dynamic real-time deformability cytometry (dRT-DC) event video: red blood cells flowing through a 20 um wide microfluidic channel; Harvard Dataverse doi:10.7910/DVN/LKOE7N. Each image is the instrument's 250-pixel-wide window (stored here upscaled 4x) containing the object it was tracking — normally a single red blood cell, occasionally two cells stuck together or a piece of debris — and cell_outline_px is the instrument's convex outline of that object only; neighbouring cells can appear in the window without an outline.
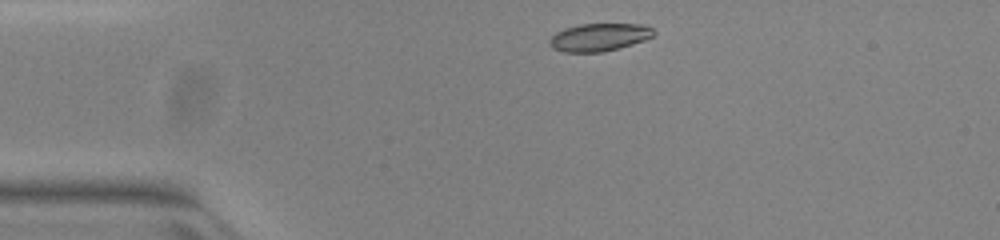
{"species": "common noctule bat (a hibernating species)", "species_latin": "Nyctalus noctula", "temperature_condition": "warm", "stored_images_in_passage": 42, "camera_frame_rate_fps": 3000, "um_per_image_px": 0.085, "animal": {"sex": "female", "body_mass_g": 23.0, "forearm_length_mm": 53.4}, "frame": {"image": 1, "passage_image": 1, "time_ms": 0.0, "image_size_px": [1000, 240], "cell_outline_px": [[656, 32], [652, 36], [644, 40], [632, 44], [604, 52], [564, 52], [552, 48], [548, 44], [548, 40], [556, 32], [564, 28], [580, 24], [640, 24], [652, 28]], "centroid_in_image_um": [50.89, 3.16], "position_along_channel_um": 34.1, "area_um2": 16.88}}
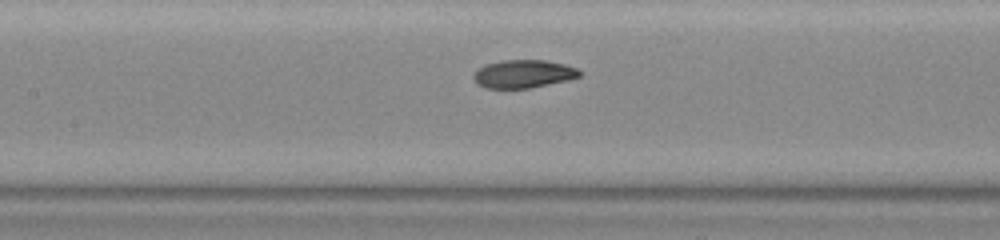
{"frame": {"image": 2, "passage_image": 14, "time_ms": 4.333, "image_size_px": [1000, 240], "cell_outline_px": [[580, 76], [568, 80], [528, 88], [484, 88], [476, 84], [472, 76], [484, 64], [504, 60], [544, 60], [564, 64], [576, 68], [580, 72]], "centroid_in_image_um": [44.45, 6.28], "position_along_channel_um": 162.9, "area_um2": 17.22}}
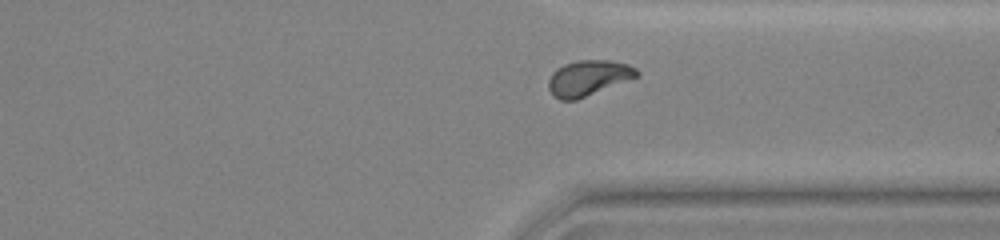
{"frame": {"image": 3, "passage_image": 29, "time_ms": 9.333, "image_size_px": [1000, 240], "cell_outline_px": [[640, 76], [576, 100], [560, 100], [552, 96], [548, 88], [548, 80], [552, 72], [556, 68], [564, 64], [576, 60], [612, 60], [628, 64], [636, 68], [640, 72]], "centroid_in_image_um": [50.0, 6.62], "position_along_channel_um": 361.4, "area_um2": 18.55}, "authors_computed_cell_mechanics": {"area_um2": 17.8313, "velocity_mm_per_s": 3.9745, "shape_relaxation_time_tau1_ms": 8.6773, "shape_relaxation_time_tau2_ms": 1.4209, "deformation_change_tau1": 0.2409, "deformation_change_tau2": 0.0518}}